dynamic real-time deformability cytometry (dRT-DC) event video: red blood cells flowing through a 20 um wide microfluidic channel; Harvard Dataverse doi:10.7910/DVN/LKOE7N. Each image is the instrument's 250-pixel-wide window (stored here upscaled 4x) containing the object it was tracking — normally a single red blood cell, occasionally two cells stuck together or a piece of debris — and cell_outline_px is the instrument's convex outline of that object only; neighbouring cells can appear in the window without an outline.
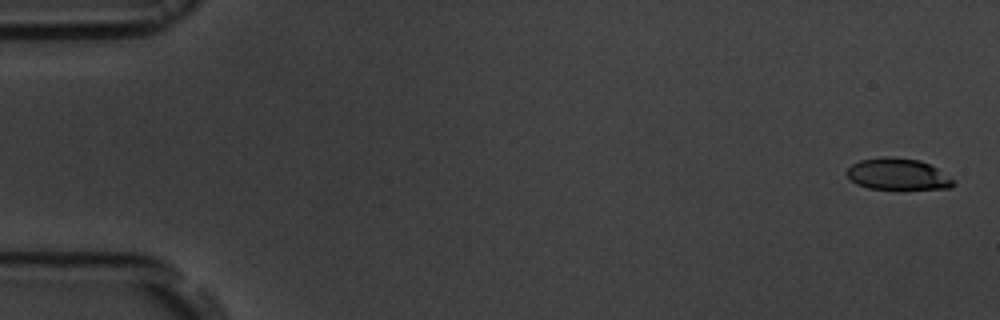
{"species": "common noctule bat (a hibernating species)", "species_latin": "Nyctalus noctula", "temperature_condition": "room temperature", "stored_images_in_passage": 5, "camera_frame_rate_fps": 3000, "um_per_image_px": 0.085, "animal": {"sex": "male", "body_mass_g": 19.5, "forearm_length_mm": 54.6}, "frame": {"image": 1, "passage_image": 1, "time_ms": 0.0, "image_size_px": [1000, 320], "cell_outline_px": [[956, 184], [948, 188], [868, 188], [856, 184], [848, 176], [848, 168], [852, 164], [860, 160], [880, 156], [892, 156], [920, 160], [936, 168], [956, 180]], "centroid_in_image_um": [76.32, 14.78], "position_along_channel_um": 8.7, "area_um2": 19.36}}
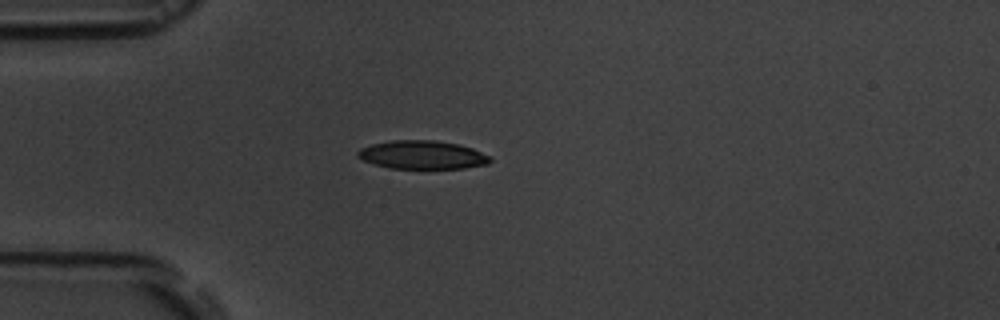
{"frame": {"image": 2, "passage_image": 5, "time_ms": 4.667, "image_size_px": [1000, 320], "cell_outline_px": [[492, 160], [488, 164], [464, 168], [388, 168], [372, 164], [356, 156], [356, 152], [360, 148], [372, 144], [392, 140], [436, 140], [460, 144], [472, 148], [492, 156]], "centroid_in_image_um": [35.91, 13.16], "position_along_channel_um": 49.1, "area_um2": 22.14}}